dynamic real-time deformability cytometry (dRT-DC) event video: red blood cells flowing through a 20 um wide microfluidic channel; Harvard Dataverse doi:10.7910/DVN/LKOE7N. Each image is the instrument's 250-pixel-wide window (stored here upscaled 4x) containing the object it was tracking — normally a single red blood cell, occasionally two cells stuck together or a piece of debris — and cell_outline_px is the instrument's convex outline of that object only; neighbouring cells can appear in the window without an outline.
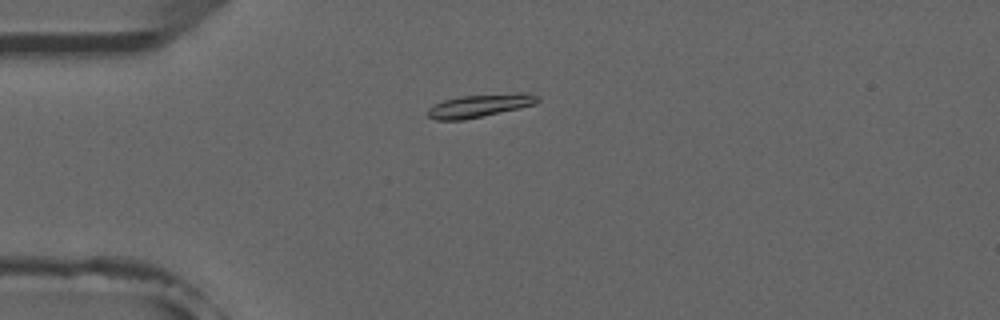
{"species": "common noctule bat (a hibernating species)", "species_latin": "Nyctalus noctula", "temperature_condition": "room temperature", "stored_images_in_passage": 7, "camera_frame_rate_fps": 3000, "um_per_image_px": 0.085, "animal": {"sex": "male", "forearm_length_mm": 52.5}, "frame": {"image": 1, "passage_image": 4, "time_ms": 3.333, "image_size_px": [1000, 320], "cell_outline_px": [[540, 100], [536, 104], [520, 108], [464, 120], [436, 120], [428, 116], [428, 108], [444, 100], [460, 96], [516, 92], [528, 92], [540, 96]], "centroid_in_image_um": [40.86, 8.96], "position_along_channel_um": 44.1, "area_um2": 14.91}}
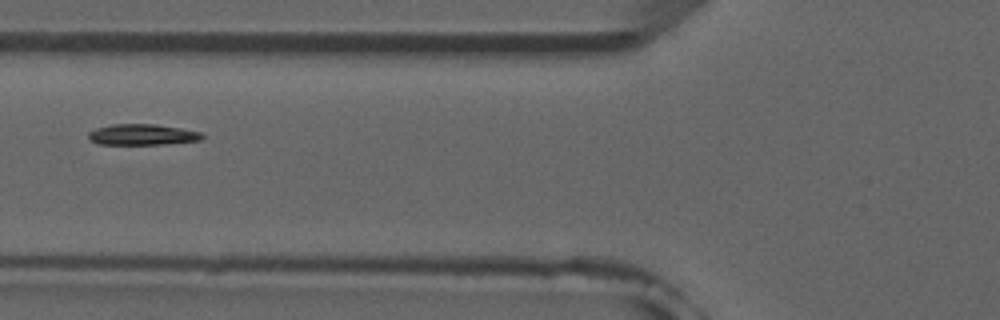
{"frame": {"image": 2, "passage_image": 6, "time_ms": 5.667, "image_size_px": [1000, 320], "cell_outline_px": [[204, 136], [200, 140], [164, 144], [100, 144], [88, 140], [88, 132], [96, 128], [112, 124], [156, 124], [180, 128], [200, 132]], "centroid_in_image_um": [12.06, 11.44], "position_along_channel_um": 113.7, "area_um2": 13.81}}
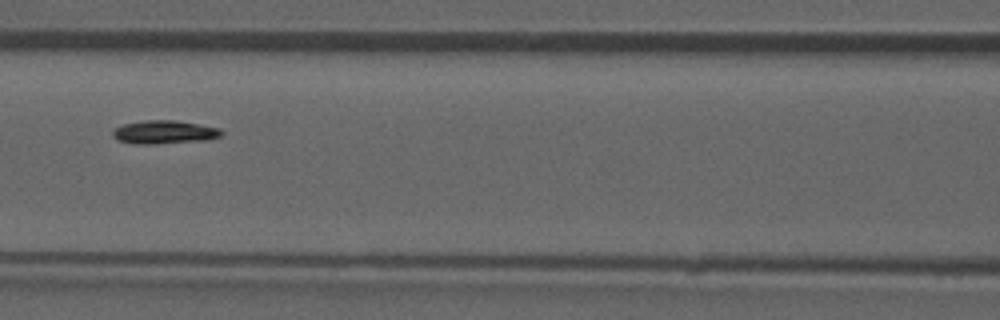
{"frame": {"image": 3, "passage_image": 7, "time_ms": 6.667, "image_size_px": [1000, 320], "cell_outline_px": [[224, 132], [220, 136], [208, 140], [156, 144], [136, 144], [116, 140], [112, 136], [112, 132], [116, 128], [124, 124], [144, 120], [176, 120], [200, 124], [220, 128]], "centroid_in_image_um": [13.98, 11.23], "position_along_channel_um": 152.6, "area_um2": 14.97}}